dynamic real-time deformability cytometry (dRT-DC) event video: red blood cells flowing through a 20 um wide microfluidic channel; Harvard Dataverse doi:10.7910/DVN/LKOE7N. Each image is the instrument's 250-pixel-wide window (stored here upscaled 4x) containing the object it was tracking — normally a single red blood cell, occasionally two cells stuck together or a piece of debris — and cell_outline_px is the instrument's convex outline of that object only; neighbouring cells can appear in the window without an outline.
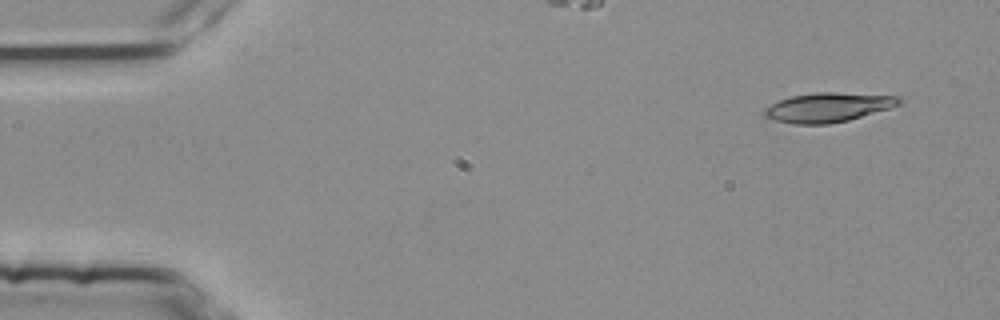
{"species": "common noctule bat (a hibernating species)", "species_latin": "Nyctalus noctula", "temperature_condition": "room temperature", "stored_images_in_passage": 48, "camera_frame_rate_fps": 3000, "um_per_image_px": 0.085, "animal": {"sex": "female", "body_mass_g": 25.1}, "frame": {"image": 1, "passage_image": 1, "time_ms": 0.0, "image_size_px": [1000, 320], "cell_outline_px": [[904, 100], [900, 104], [888, 108], [848, 120], [828, 124], [792, 124], [776, 120], [764, 116], [764, 108], [780, 100], [792, 96], [816, 92], [832, 92], [896, 96]], "centroid_in_image_um": [70.37, 9.12], "position_along_channel_um": 14.6, "area_um2": 22.72}}
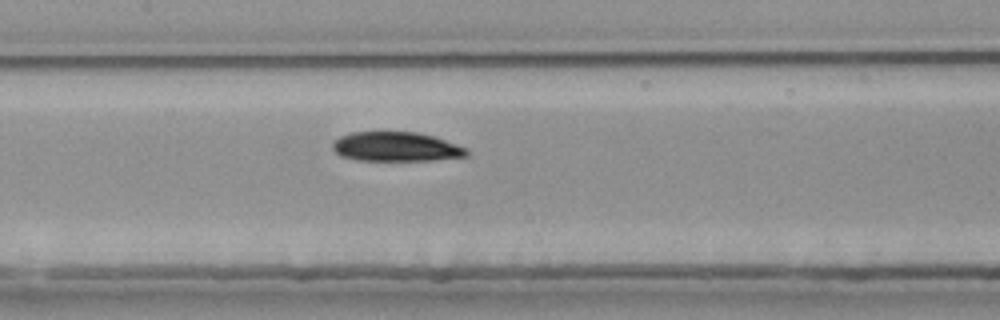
{"frame": {"image": 2, "passage_image": 23, "time_ms": 7.333, "image_size_px": [1000, 320], "cell_outline_px": [[468, 156], [432, 160], [356, 160], [340, 156], [332, 148], [332, 144], [340, 136], [352, 132], [416, 132], [432, 136], [468, 148]], "centroid_in_image_um": [33.66, 12.47], "position_along_channel_um": 173.7, "area_um2": 22.83}}
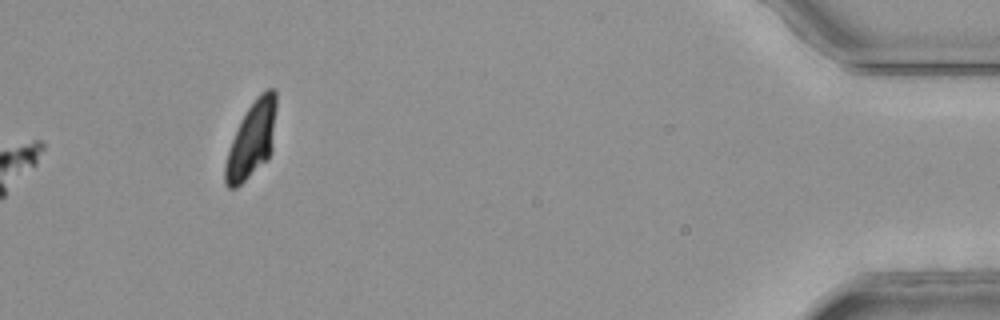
{"frame": {"image": 3, "passage_image": 48, "time_ms": 15.667, "image_size_px": [1000, 320], "cell_outline_px": [[276, 108], [272, 148], [268, 160], [236, 188], [228, 188], [224, 184], [224, 164], [232, 140], [240, 120], [256, 96], [260, 92], [268, 88], [276, 88]], "centroid_in_image_um": [21.39, 11.87], "position_along_channel_um": 413.8, "area_um2": 22.83}, "authors_computed_cell_mechanics": {"area_um2": 23.3512, "velocity_mm_per_s": 3.7314, "shape_relaxation_time_tau1_ms": null, "shape_relaxation_time_tau2_ms": 1.6488, "deformation_change_tau1": null, "deformation_change_tau2": 0.0563}}